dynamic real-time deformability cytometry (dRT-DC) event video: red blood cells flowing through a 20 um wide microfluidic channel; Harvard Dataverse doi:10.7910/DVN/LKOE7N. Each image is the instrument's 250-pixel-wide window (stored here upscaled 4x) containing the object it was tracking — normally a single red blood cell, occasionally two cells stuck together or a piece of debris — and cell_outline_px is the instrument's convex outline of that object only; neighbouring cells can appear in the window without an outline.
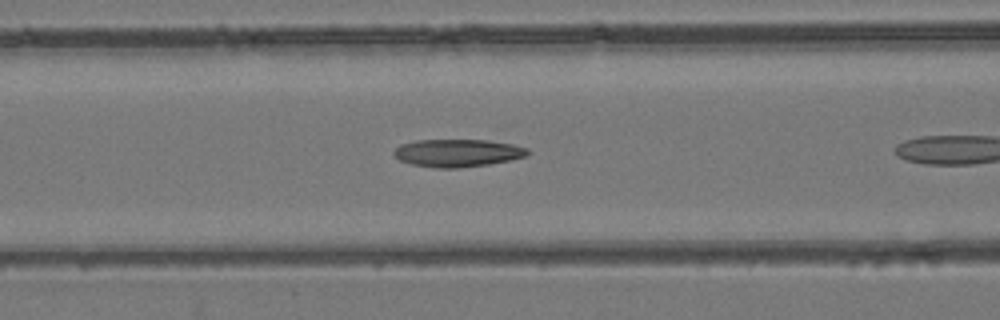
{"species": "common noctule bat (a hibernating species)", "species_latin": "Nyctalus noctula", "temperature_condition": "room temperature", "stored_images_in_passage": 15, "camera_frame_rate_fps": 3000, "um_per_image_px": 0.085, "animal": {"sex": "female", "body_mass_g": 24.6, "forearm_length_mm": 56.2}, "frame": {"image": 1, "passage_image": 7, "time_ms": 2.0, "image_size_px": [1000, 320], "cell_outline_px": [[528, 156], [512, 160], [488, 164], [456, 168], [436, 168], [412, 164], [400, 160], [392, 152], [400, 144], [416, 140], [488, 140], [512, 144], [528, 148]], "centroid_in_image_um": [38.91, 13.0], "position_along_channel_um": 127.7, "area_um2": 21.56}}
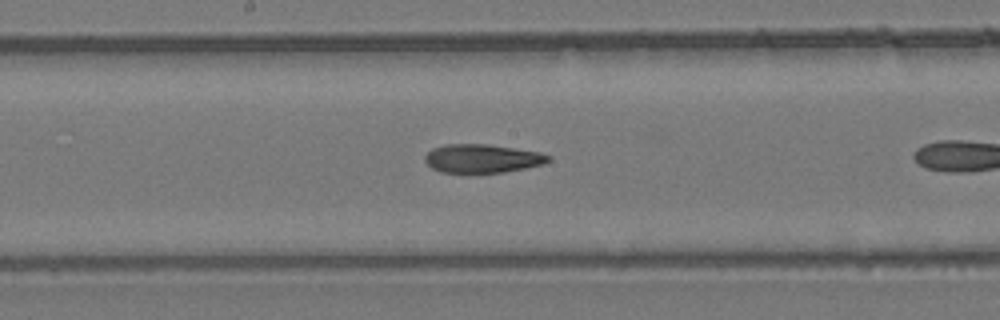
{"frame": {"image": 2, "passage_image": 13, "time_ms": 4.0, "image_size_px": [1000, 320], "cell_outline_px": [[552, 160], [544, 164], [504, 172], [440, 172], [432, 168], [424, 160], [424, 156], [432, 148], [444, 144], [488, 144], [540, 152], [552, 156]], "centroid_in_image_um": [41.0, 13.46], "position_along_channel_um": 207.2, "area_um2": 20.58}}